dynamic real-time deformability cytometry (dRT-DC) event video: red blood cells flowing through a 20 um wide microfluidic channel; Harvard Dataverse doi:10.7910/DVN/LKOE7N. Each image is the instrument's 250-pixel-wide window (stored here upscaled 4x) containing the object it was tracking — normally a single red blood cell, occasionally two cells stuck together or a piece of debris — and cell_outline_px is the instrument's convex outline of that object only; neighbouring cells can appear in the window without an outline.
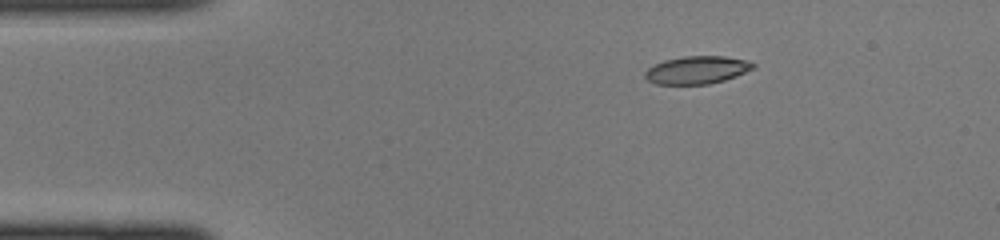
{"species": "common noctule bat (a hibernating species)", "species_latin": "Nyctalus noctula", "temperature_condition": "cold", "stored_images_in_passage": 38, "camera_frame_rate_fps": 3000, "um_per_image_px": 0.085, "animal": {"sex": "female", "body_mass_g": 22.0, "forearm_length_mm": 56.7}, "frame": {"image": 1, "passage_image": 1, "time_ms": 0.0, "image_size_px": [1000, 240], "cell_outline_px": [[756, 68], [736, 76], [724, 80], [708, 84], [656, 84], [648, 80], [644, 76], [644, 72], [648, 68], [664, 60], [684, 56], [724, 56], [748, 60], [756, 64]], "centroid_in_image_um": [59.27, 5.94], "position_along_channel_um": 25.7, "area_um2": 17.57}}
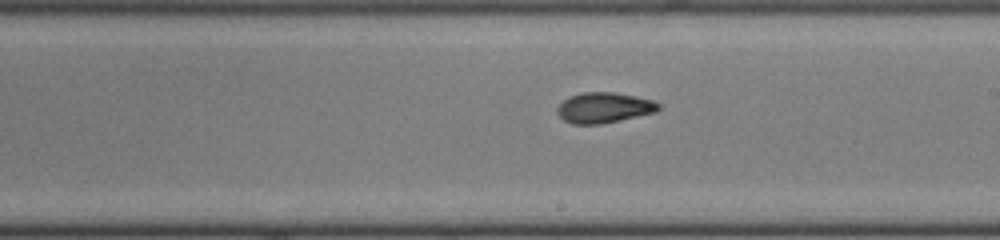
{"frame": {"image": 2, "passage_image": 19, "time_ms": 6.0, "image_size_px": [1000, 240], "cell_outline_px": [[660, 108], [656, 112], [600, 124], [572, 124], [564, 120], [556, 112], [556, 108], [568, 96], [584, 92], [612, 92], [636, 96], [652, 100], [660, 104]], "centroid_in_image_um": [51.32, 9.15], "position_along_channel_um": 237.7, "area_um2": 17.92}}
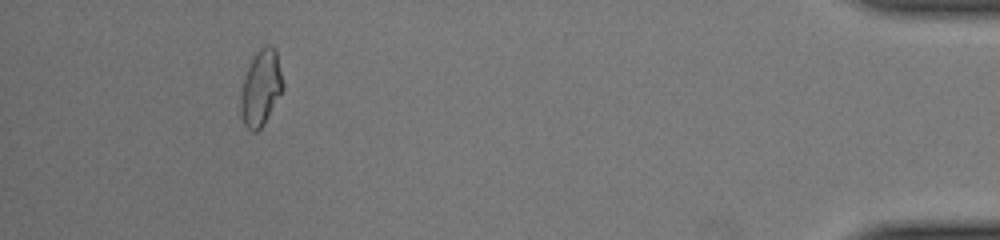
{"frame": {"image": 3, "passage_image": 35, "time_ms": 11.333, "image_size_px": [1000, 240], "cell_outline_px": [[284, 88], [264, 124], [256, 132], [252, 132], [244, 124], [240, 112], [240, 96], [244, 80], [252, 56], [264, 44], [272, 44], [276, 48], [284, 84]], "centroid_in_image_um": [22.19, 7.44], "position_along_channel_um": 413.0, "area_um2": 18.84}}